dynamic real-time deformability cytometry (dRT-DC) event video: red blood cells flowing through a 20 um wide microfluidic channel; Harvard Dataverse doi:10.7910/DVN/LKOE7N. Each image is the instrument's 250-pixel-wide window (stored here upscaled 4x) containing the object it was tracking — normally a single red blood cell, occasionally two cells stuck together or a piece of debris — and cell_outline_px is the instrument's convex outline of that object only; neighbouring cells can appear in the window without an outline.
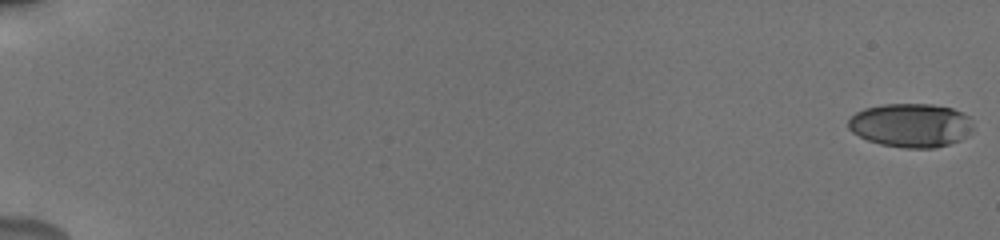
{"species": "human", "species_latin": "Homo sapiens", "temperature_condition": "cold", "stored_images_in_passage": 56, "camera_frame_rate_fps": 3000, "um_per_image_px": 0.085, "donor": {"sex": "male"}, "frame": {"image": 1, "passage_image": 1, "time_ms": 0.0, "image_size_px": [1000, 240], "cell_outline_px": [[972, 132], [968, 136], [960, 140], [936, 148], [904, 148], [880, 144], [868, 140], [852, 132], [848, 128], [848, 120], [856, 112], [864, 108], [884, 104], [932, 104], [952, 108], [968, 116], [972, 124]], "centroid_in_image_um": [77.42, 10.65], "position_along_channel_um": 7.6, "area_um2": 31.96}}
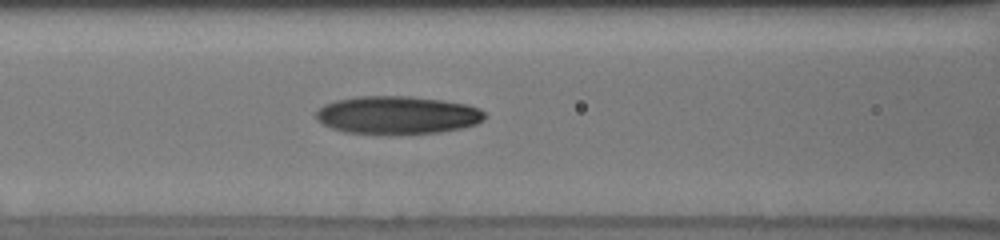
{"frame": {"image": 2, "passage_image": 27, "time_ms": 8.667, "image_size_px": [1000, 240], "cell_outline_px": [[488, 116], [484, 120], [476, 124], [460, 128], [440, 132], [392, 136], [344, 132], [332, 128], [316, 120], [316, 112], [324, 104], [336, 100], [356, 96], [408, 96], [444, 100], [468, 104], [480, 108]], "centroid_in_image_um": [33.79, 9.8], "position_along_channel_um": 132.8, "area_um2": 38.21}}
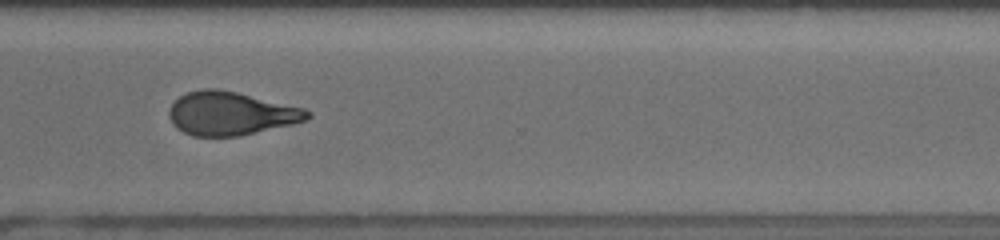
{"frame": {"image": 3, "passage_image": 44, "time_ms": 14.333, "image_size_px": [1000, 240], "cell_outline_px": [[312, 116], [308, 120], [292, 124], [240, 136], [192, 136], [176, 128], [172, 124], [168, 116], [168, 108], [180, 96], [188, 92], [204, 88], [216, 88], [236, 92], [304, 108], [312, 112]], "centroid_in_image_um": [19.61, 9.65], "position_along_channel_um": 351.0, "area_um2": 35.08}, "authors_computed_cell_mechanics": {"area_um2": 34.9112, "velocity_mm_per_s": 3.8566, "shape_relaxation_time_tau1_ms": 5.2592, "shape_relaxation_time_tau2_ms": 3.2197, "deformation_change_tau1": 0.1694, "deformation_change_tau2": 0.1151}}